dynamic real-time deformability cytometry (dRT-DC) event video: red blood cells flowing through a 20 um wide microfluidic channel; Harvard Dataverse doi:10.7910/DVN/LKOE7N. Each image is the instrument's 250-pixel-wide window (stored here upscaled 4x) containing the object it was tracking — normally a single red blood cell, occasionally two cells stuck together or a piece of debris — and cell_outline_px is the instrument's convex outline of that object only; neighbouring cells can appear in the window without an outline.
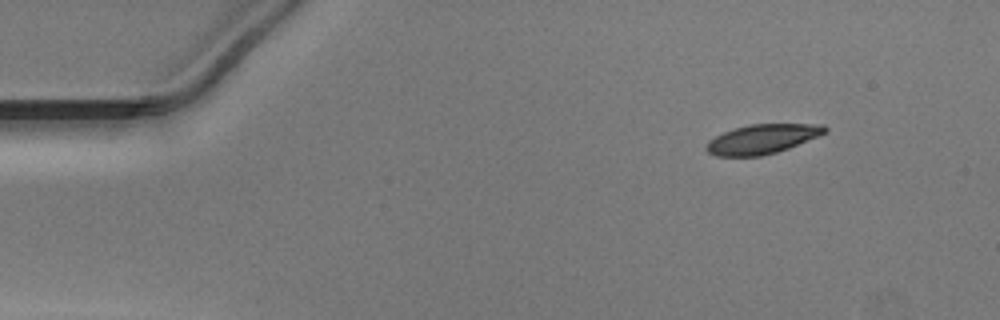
{"species": "Egyptian fruit bat (a non-hibernating species)", "species_latin": "Rousettus aegyptiacus", "temperature_condition": "warm", "stored_images_in_passage": 46, "camera_frame_rate_fps": 3000, "um_per_image_px": 0.085, "animal": {"sex": "male"}, "frame": {"image": 1, "passage_image": 1, "time_ms": 0.0, "image_size_px": [1000, 320], "cell_outline_px": [[828, 132], [820, 136], [788, 148], [776, 152], [760, 156], [716, 156], [708, 152], [704, 148], [708, 140], [724, 132], [736, 128], [752, 124], [824, 124], [828, 128]], "centroid_in_image_um": [64.82, 11.82], "position_along_channel_um": 20.2, "area_um2": 20.35}}
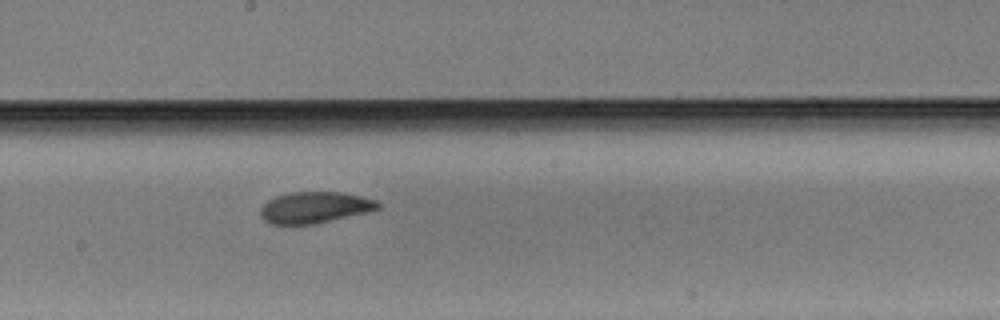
{"frame": {"image": 2, "passage_image": 23, "time_ms": 7.333, "image_size_px": [1000, 320], "cell_outline_px": [[380, 208], [368, 212], [316, 224], [268, 224], [260, 216], [260, 208], [268, 200], [276, 196], [288, 192], [340, 192], [360, 196], [376, 200], [380, 204]], "centroid_in_image_um": [26.73, 17.64], "position_along_channel_um": 221.5, "area_um2": 21.56}}
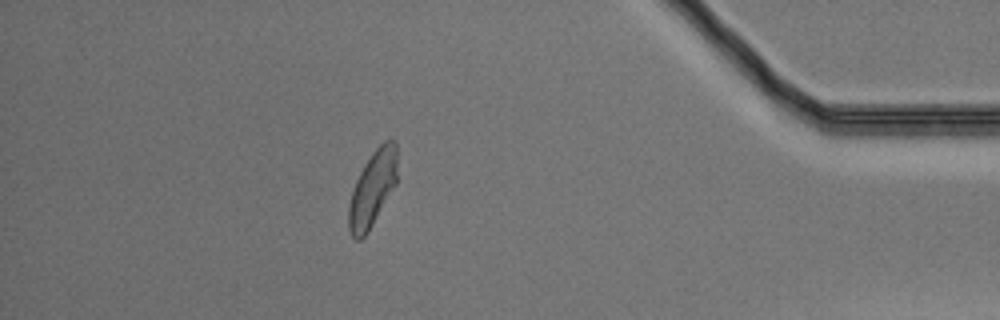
{"frame": {"image": 3, "passage_image": 40, "time_ms": 13.0, "image_size_px": [1000, 320], "cell_outline_px": [[396, 184], [368, 232], [360, 240], [356, 240], [352, 236], [348, 228], [348, 208], [352, 192], [356, 180], [364, 164], [372, 152], [384, 140], [396, 140]], "centroid_in_image_um": [31.65, 16.04], "position_along_channel_um": 403.5, "area_um2": 21.21}}